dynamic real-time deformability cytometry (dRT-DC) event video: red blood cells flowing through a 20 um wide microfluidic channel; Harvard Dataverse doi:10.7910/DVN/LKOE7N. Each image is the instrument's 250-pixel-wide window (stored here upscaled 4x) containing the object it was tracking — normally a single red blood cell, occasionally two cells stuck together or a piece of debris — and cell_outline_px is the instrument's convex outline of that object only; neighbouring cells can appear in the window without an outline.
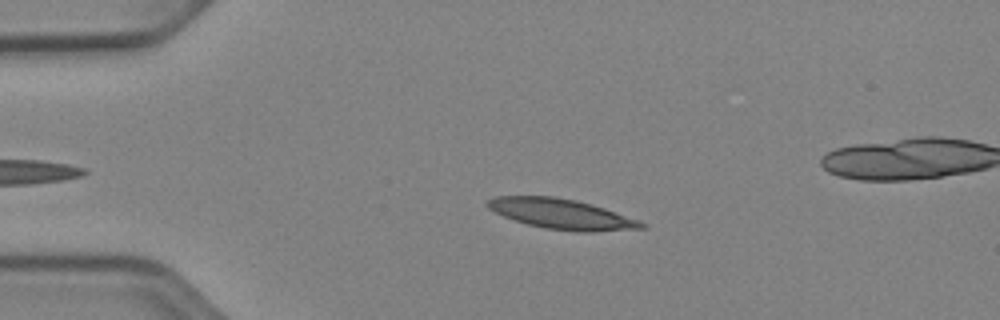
{"species": "Egyptian fruit bat (a non-hibernating species)", "species_latin": "Rousettus aegyptiacus", "temperature_condition": "cold", "stored_images_in_passage": 46, "camera_frame_rate_fps": 3000, "um_per_image_px": 0.085, "animal": {"sex": "female"}, "frame": {"image": 1, "passage_image": 11, "time_ms": 3.333, "image_size_px": [1000, 320], "cell_outline_px": [[648, 228], [592, 232], [576, 232], [544, 228], [528, 224], [504, 216], [488, 208], [484, 204], [488, 200], [496, 196], [556, 196], [576, 200], [592, 204], [640, 220], [648, 224]], "centroid_in_image_um": [47.79, 18.19], "position_along_channel_um": 37.2, "area_um2": 27.22}}
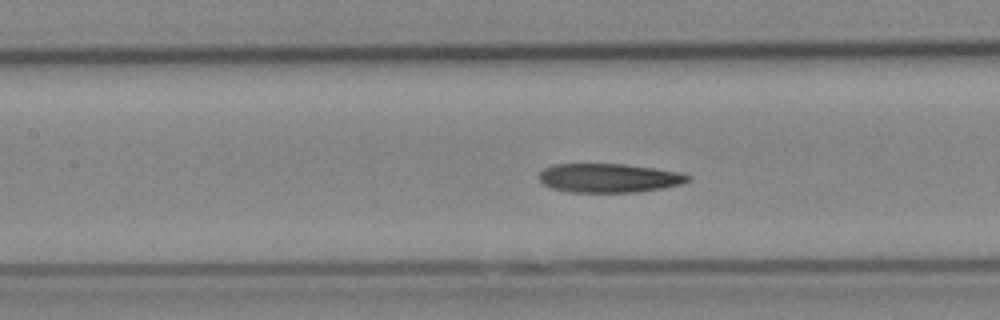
{"frame": {"image": 2, "passage_image": 23, "time_ms": 7.333, "image_size_px": [1000, 320], "cell_outline_px": [[692, 176], [688, 180], [680, 184], [664, 188], [636, 192], [572, 192], [552, 188], [544, 184], [536, 176], [544, 168], [552, 164], [624, 164], [652, 168], [676, 172]], "centroid_in_image_um": [51.71, 15.13], "position_along_channel_um": 155.7, "area_um2": 24.97}}
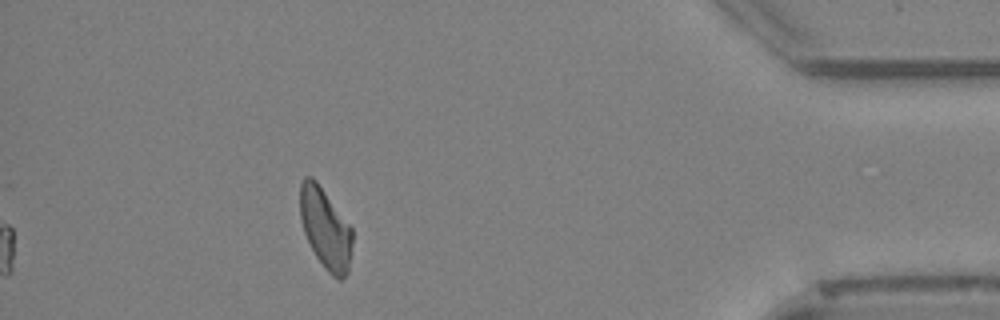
{"frame": {"image": 3, "passage_image": 46, "time_ms": 15.0, "image_size_px": [1000, 320], "cell_outline_px": [[352, 244], [348, 272], [344, 280], [336, 280], [324, 268], [316, 256], [304, 232], [300, 220], [300, 184], [304, 176], [312, 176], [316, 180], [352, 228]], "centroid_in_image_um": [27.66, 19.44], "position_along_channel_um": 407.5, "area_um2": 24.62}, "authors_computed_cell_mechanics": {"area_um2": 25.5765, "velocity_mm_per_s": 3.9199, "shape_relaxation_time_tau1_ms": 5.1462, "shape_relaxation_time_tau2_ms": null, "deformation_change_tau1": 0.18, "deformation_change_tau2": null}}